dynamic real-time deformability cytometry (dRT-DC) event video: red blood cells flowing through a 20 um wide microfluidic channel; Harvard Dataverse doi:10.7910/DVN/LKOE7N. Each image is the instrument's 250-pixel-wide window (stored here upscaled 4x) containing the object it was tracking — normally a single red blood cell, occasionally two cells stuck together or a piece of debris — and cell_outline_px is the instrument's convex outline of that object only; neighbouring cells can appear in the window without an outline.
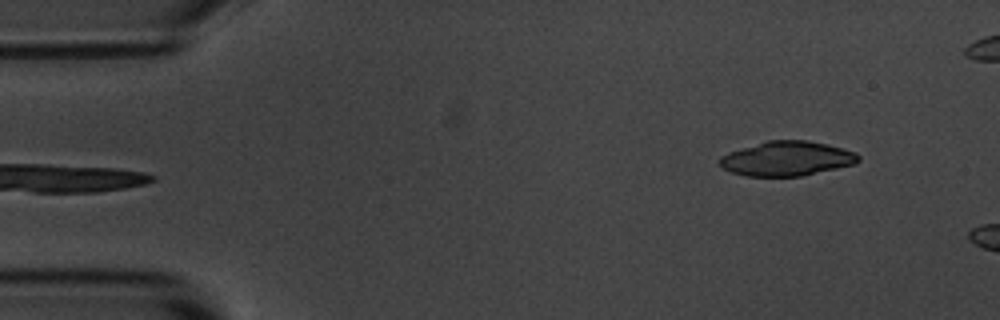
{"species": "common noctule bat (a hibernating species)", "species_latin": "Nyctalus noctula", "temperature_condition": "room temperature", "stored_images_in_passage": 6, "segment_of_instrument_passage": [2, 2], "camera_frame_rate_fps": 3000, "um_per_image_px": 0.085, "animal": {"sex": "male", "body_mass_g": 20.1, "forearm_length_mm": 53.5}, "frame": {"image": 1, "passage_image": 6, "time_ms": 5.667, "image_size_px": [1000, 320], "cell_outline_px": [[860, 160], [856, 164], [800, 176], [744, 176], [732, 172], [724, 168], [720, 164], [720, 156], [728, 152], [768, 140], [808, 140], [828, 144], [856, 152], [860, 156]], "centroid_in_image_um": [66.91, 13.47], "position_along_channel_um": 18.1, "area_um2": 27.92}}